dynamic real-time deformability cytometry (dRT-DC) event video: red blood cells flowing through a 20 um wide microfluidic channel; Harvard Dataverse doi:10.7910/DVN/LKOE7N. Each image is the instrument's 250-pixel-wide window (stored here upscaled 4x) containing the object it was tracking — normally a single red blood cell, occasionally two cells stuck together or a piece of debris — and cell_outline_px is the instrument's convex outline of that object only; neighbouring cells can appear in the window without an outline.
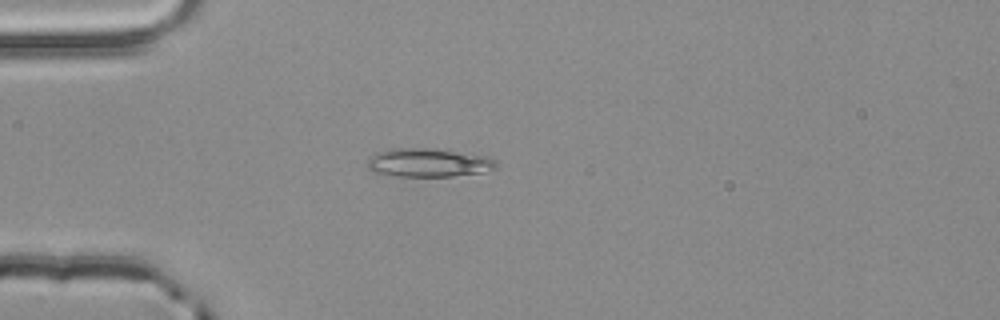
{"species": "common noctule bat (a hibernating species)", "species_latin": "Nyctalus noctula", "temperature_condition": "room temperature", "stored_images_in_passage": 4, "camera_frame_rate_fps": 3000, "um_per_image_px": 0.085, "animal": {"sex": "male", "body_mass_g": 20.4}, "frame": {"image": 1, "passage_image": 4, "time_ms": 1.0, "image_size_px": [1000, 320], "cell_outline_px": [[496, 168], [484, 172], [452, 176], [392, 176], [372, 172], [364, 164], [372, 156], [380, 152], [392, 148], [432, 148], [472, 152], [488, 156], [496, 160]], "centroid_in_image_um": [36.45, 13.82], "position_along_channel_um": 48.5, "area_um2": 21.91}}